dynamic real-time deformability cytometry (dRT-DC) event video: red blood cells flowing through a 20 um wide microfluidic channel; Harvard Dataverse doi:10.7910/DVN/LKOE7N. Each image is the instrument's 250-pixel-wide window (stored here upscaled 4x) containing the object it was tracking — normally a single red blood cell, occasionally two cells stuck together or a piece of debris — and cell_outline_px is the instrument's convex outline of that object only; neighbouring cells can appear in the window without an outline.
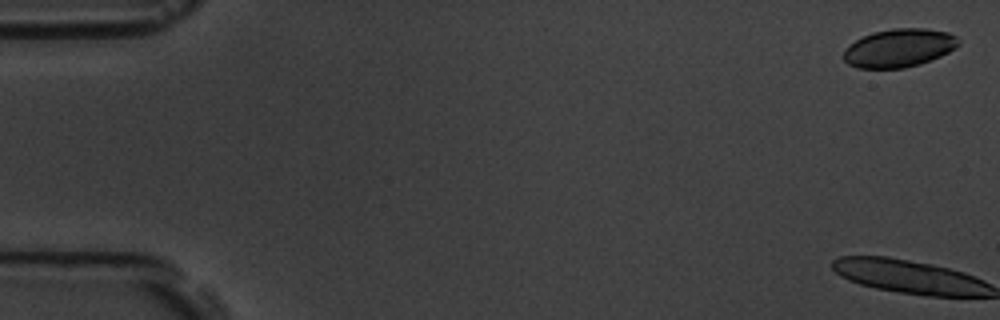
{"species": "common noctule bat (a hibernating species)", "species_latin": "Nyctalus noctula", "temperature_condition": "room temperature", "stored_images_in_passage": 7, "camera_frame_rate_fps": 3000, "um_per_image_px": 0.085, "animal": {"sex": "male", "body_mass_g": 19.5, "forearm_length_mm": 54.6}, "frame": {"image": 1, "passage_image": 1, "time_ms": 0.0, "image_size_px": [1000, 320], "cell_outline_px": [[960, 44], [948, 52], [940, 56], [920, 64], [904, 68], [856, 68], [848, 64], [844, 60], [844, 52], [856, 40], [872, 32], [892, 28], [924, 28], [948, 32], [956, 36], [960, 40]], "centroid_in_image_um": [76.44, 4.07], "position_along_channel_um": 8.6, "area_um2": 25.55}}